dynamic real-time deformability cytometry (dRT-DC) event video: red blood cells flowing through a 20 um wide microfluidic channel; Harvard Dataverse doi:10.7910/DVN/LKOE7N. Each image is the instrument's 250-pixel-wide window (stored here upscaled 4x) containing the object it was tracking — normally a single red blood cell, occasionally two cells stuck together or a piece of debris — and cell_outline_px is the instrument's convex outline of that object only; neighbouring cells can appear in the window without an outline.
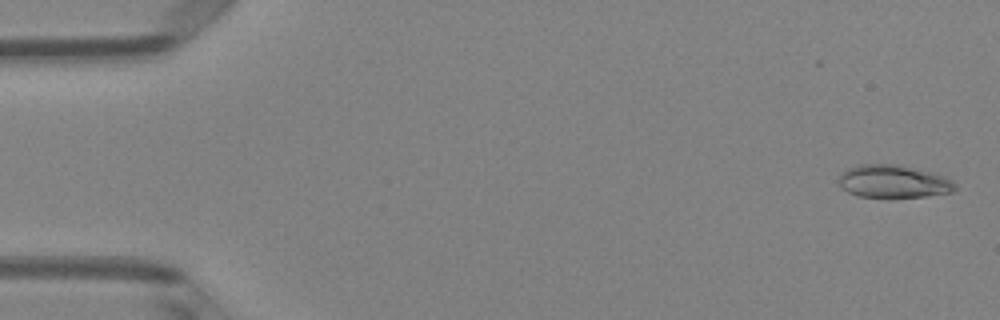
{"species": "Egyptian fruit bat (a non-hibernating species)", "species_latin": "Rousettus aegyptiacus", "temperature_condition": "room temperature", "stored_images_in_passage": 50, "camera_frame_rate_fps": 3000, "um_per_image_px": 0.085, "animal": {"sex": "female"}, "frame": {"image": 1, "passage_image": 2, "time_ms": 0.333, "image_size_px": [1000, 320], "cell_outline_px": [[956, 188], [952, 192], [924, 196], [888, 200], [860, 196], [848, 192], [840, 184], [840, 176], [848, 168], [860, 164], [900, 164], [936, 172], [948, 176], [956, 184]], "centroid_in_image_um": [76.02, 15.44], "position_along_channel_um": 9.0, "area_um2": 23.06}}
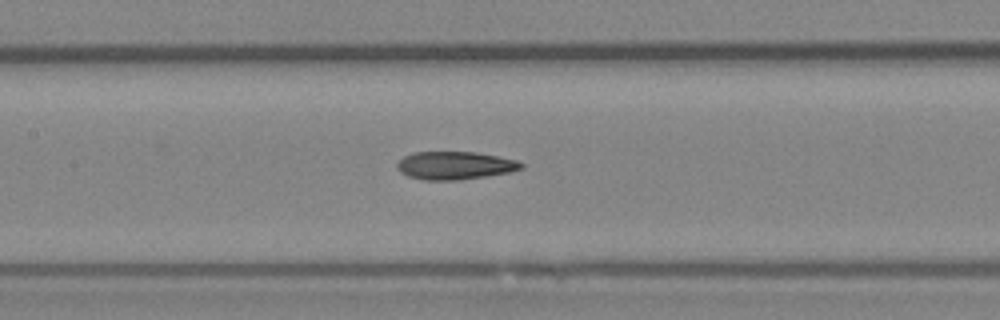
{"frame": {"image": 2, "passage_image": 24, "time_ms": 7.667, "image_size_px": [1000, 320], "cell_outline_px": [[524, 168], [508, 172], [460, 180], [424, 180], [408, 176], [400, 172], [396, 168], [396, 164], [404, 156], [412, 152], [476, 152], [516, 160], [524, 164]], "centroid_in_image_um": [38.63, 14.06], "position_along_channel_um": 168.8, "area_um2": 20.17}}
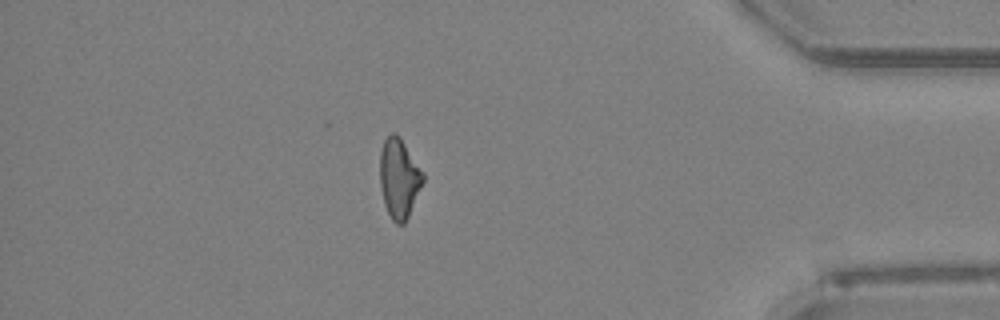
{"frame": {"image": 3, "passage_image": 44, "time_ms": 14.333, "image_size_px": [1000, 320], "cell_outline_px": [[424, 180], [408, 216], [404, 224], [396, 224], [392, 220], [384, 204], [380, 188], [380, 152], [384, 140], [392, 132], [396, 132], [400, 136], [424, 172]], "centroid_in_image_um": [33.92, 15.13], "position_along_channel_um": 401.3, "area_um2": 20.06}, "authors_computed_cell_mechanics": {"area_um2": 20.4612, "velocity_mm_per_s": 4.0674, "shape_relaxation_time_tau1_ms": null, "shape_relaxation_time_tau2_ms": 4.653, "deformation_change_tau1": null, "deformation_change_tau2": 0.1326}}